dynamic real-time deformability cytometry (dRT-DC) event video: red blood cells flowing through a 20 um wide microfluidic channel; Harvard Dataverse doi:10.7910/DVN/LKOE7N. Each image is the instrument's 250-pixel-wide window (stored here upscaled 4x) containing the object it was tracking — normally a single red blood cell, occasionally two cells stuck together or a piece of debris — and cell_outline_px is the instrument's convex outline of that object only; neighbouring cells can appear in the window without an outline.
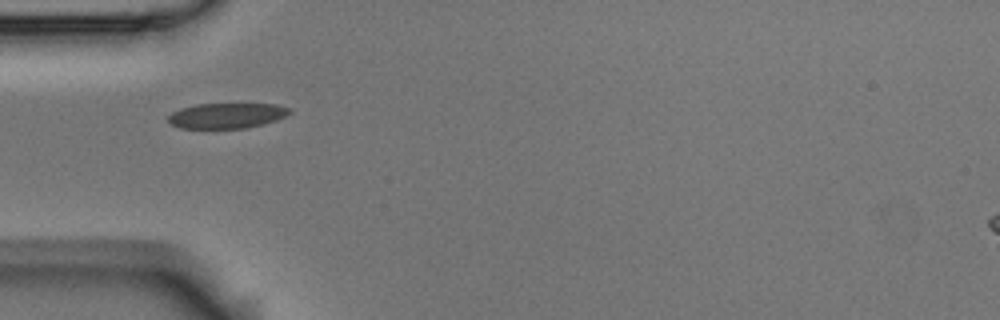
{"species": "Egyptian fruit bat (a non-hibernating species)", "species_latin": "Rousettus aegyptiacus", "temperature_condition": "room temperature", "stored_images_in_passage": 7, "camera_frame_rate_fps": 3000, "um_per_image_px": 0.085, "animal": {"sex": "male"}, "frame": {"image": 1, "passage_image": 1, "time_ms": 0.0, "image_size_px": [1000, 320], "cell_outline_px": [[292, 112], [288, 116], [276, 120], [244, 128], [180, 128], [172, 124], [168, 120], [168, 116], [172, 112], [180, 108], [196, 104], [276, 104], [292, 108]], "centroid_in_image_um": [19.3, 9.82], "position_along_channel_um": 65.7, "area_um2": 17.92}}
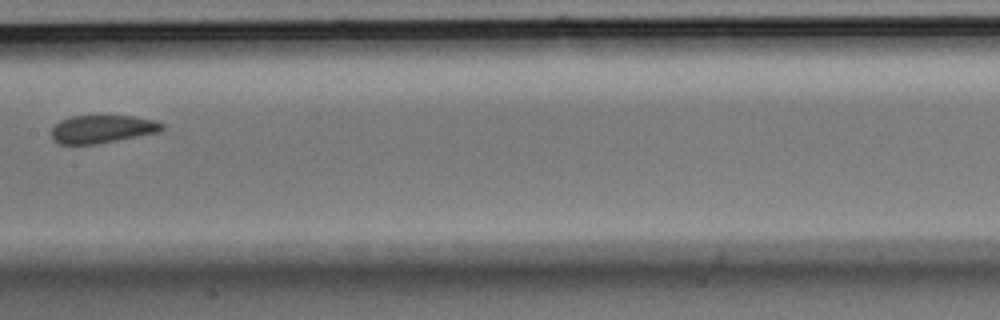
{"frame": {"image": 2, "passage_image": 4, "time_ms": 1.0, "image_size_px": [1000, 320], "cell_outline_px": [[164, 128], [160, 132], [96, 144], [60, 144], [52, 140], [52, 128], [60, 120], [72, 116], [132, 116], [156, 120], [164, 124]], "centroid_in_image_um": [8.7, 10.97], "position_along_channel_um": 198.7, "area_um2": 18.03}}
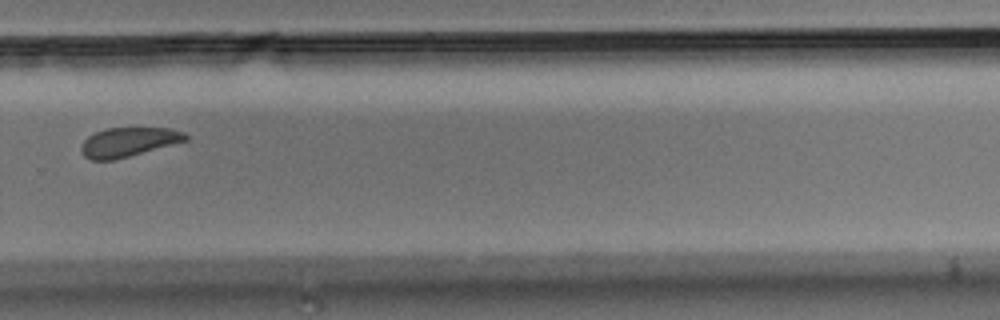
{"frame": {"image": 3, "passage_image": 7, "time_ms": 2.0, "image_size_px": [1000, 320], "cell_outline_px": [[188, 140], [128, 156], [112, 160], [92, 160], [84, 156], [80, 148], [84, 140], [88, 136], [104, 128], [168, 128], [184, 132], [188, 136]], "centroid_in_image_um": [10.9, 12.06], "position_along_channel_um": 318.9, "area_um2": 17.57}}